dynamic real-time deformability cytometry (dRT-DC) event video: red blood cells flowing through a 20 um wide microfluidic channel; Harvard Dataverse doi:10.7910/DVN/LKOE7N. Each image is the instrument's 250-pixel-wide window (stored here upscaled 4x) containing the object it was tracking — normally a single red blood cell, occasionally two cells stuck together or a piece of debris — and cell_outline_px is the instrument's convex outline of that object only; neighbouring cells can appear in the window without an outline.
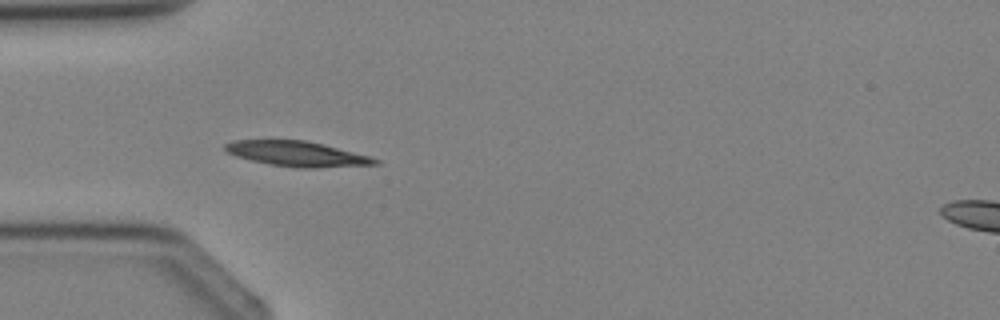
{"species": "Egyptian fruit bat (a non-hibernating species)", "species_latin": "Rousettus aegyptiacus", "temperature_condition": "cold", "stored_images_in_passage": 4, "camera_frame_rate_fps": 3000, "um_per_image_px": 0.085, "animal": {"sex": "female"}, "frame": {"image": 1, "passage_image": 4, "time_ms": 3.667, "image_size_px": [1000, 320], "cell_outline_px": [[380, 164], [320, 168], [296, 168], [272, 164], [252, 160], [236, 156], [228, 152], [224, 148], [224, 144], [232, 140], [304, 140], [324, 144], [372, 156], [380, 160]], "centroid_in_image_um": [25.32, 13.07], "position_along_channel_um": 59.7, "area_um2": 22.08}}